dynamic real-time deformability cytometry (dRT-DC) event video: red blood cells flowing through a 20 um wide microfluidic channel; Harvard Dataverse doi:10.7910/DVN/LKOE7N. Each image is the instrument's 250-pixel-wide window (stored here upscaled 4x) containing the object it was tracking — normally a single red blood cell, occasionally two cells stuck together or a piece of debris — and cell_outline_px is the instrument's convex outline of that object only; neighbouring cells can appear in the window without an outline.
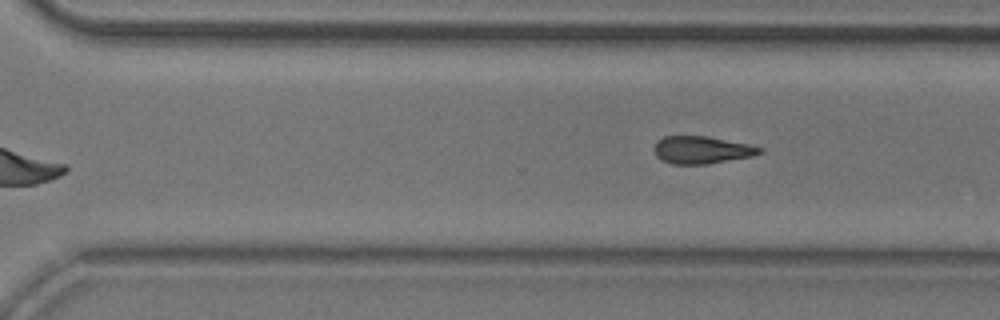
{"species": "common noctule bat (a hibernating species)", "species_latin": "Nyctalus noctula", "temperature_condition": "room temperature", "stored_images_in_passage": 10, "camera_frame_rate_fps": 3000, "um_per_image_px": 0.085, "animal": {"sex": "male", "body_mass_g": 20.5, "forearm_length_mm": 52.5}, "frame": {"image": 1, "passage_image": 10, "time_ms": 3.0, "image_size_px": [1000, 320], "cell_outline_px": [[764, 152], [752, 156], [708, 164], [672, 164], [656, 156], [656, 144], [664, 136], [708, 136], [748, 144], [764, 148]], "centroid_in_image_um": [59.72, 12.74], "position_along_channel_um": 310.9, "area_um2": 16.7}}